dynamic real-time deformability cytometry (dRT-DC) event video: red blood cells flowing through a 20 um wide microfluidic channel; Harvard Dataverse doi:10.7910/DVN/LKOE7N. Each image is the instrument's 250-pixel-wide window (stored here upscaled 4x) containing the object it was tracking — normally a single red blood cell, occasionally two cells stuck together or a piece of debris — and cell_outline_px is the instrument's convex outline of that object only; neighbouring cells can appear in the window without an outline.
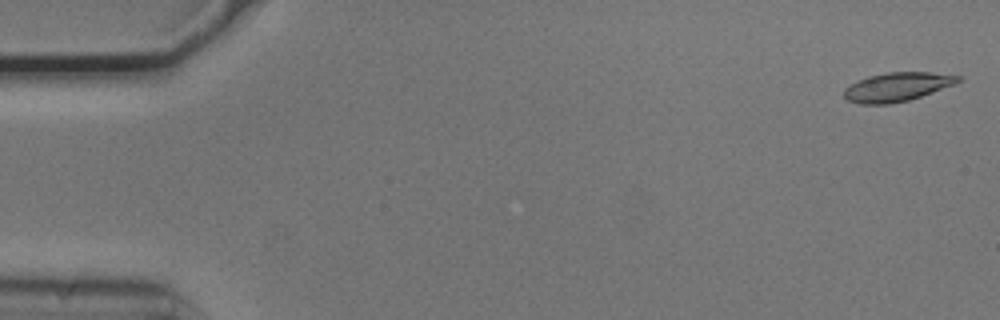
{"species": "common noctule bat (a hibernating species)", "species_latin": "Nyctalus noctula", "temperature_condition": "cold", "stored_images_in_passage": 55, "camera_frame_rate_fps": 3000, "um_per_image_px": 0.085, "animal": {"sex": "male", "body_mass_g": 20.5, "forearm_length_mm": 52.5}, "frame": {"image": 1, "passage_image": 2, "time_ms": 0.333, "image_size_px": [1000, 320], "cell_outline_px": [[964, 76], [956, 84], [908, 100], [888, 104], [860, 104], [848, 100], [844, 96], [844, 88], [868, 76], [888, 72], [932, 72]], "centroid_in_image_um": [76.29, 7.38], "position_along_channel_um": 8.7, "area_um2": 19.07}}
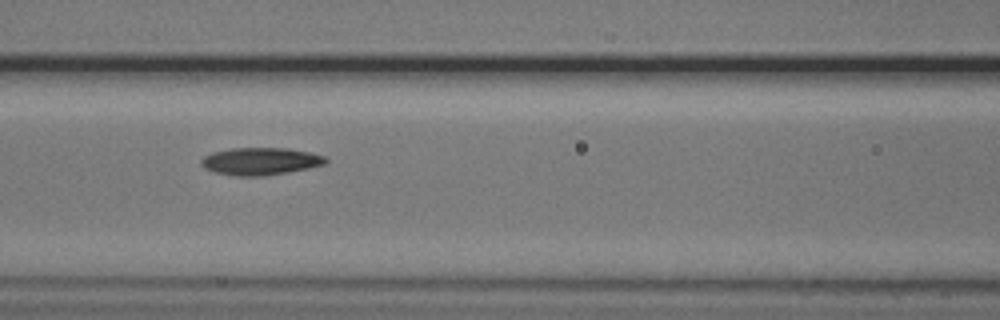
{"frame": {"image": 2, "passage_image": 24, "time_ms": 7.667, "image_size_px": [1000, 320], "cell_outline_px": [[328, 160], [324, 164], [308, 168], [288, 172], [264, 176], [236, 176], [216, 172], [204, 168], [200, 164], [200, 160], [204, 156], [212, 152], [232, 148], [288, 148], [308, 152], [324, 156]], "centroid_in_image_um": [22.1, 13.71], "position_along_channel_um": 144.5, "area_um2": 19.83}}
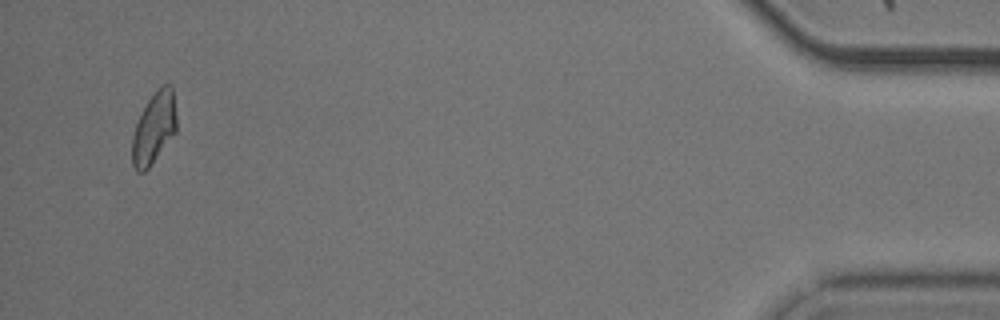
{"frame": {"image": 3, "passage_image": 53, "time_ms": 17.333, "image_size_px": [1000, 320], "cell_outline_px": [[176, 132], [148, 168], [144, 172], [136, 172], [132, 164], [132, 136], [136, 124], [148, 100], [164, 84], [172, 84], [176, 116]], "centroid_in_image_um": [13.09, 10.91], "position_along_channel_um": 422.1, "area_um2": 18.21}, "authors_computed_cell_mechanics": {"area_um2": 19.1318, "velocity_mm_per_s": 3.7018, "shape_relaxation_time_tau1_ms": 6.9615, "shape_relaxation_time_tau2_ms": 3.3002, "deformation_change_tau1": 0.1306, "deformation_change_tau2": 0.0875}}